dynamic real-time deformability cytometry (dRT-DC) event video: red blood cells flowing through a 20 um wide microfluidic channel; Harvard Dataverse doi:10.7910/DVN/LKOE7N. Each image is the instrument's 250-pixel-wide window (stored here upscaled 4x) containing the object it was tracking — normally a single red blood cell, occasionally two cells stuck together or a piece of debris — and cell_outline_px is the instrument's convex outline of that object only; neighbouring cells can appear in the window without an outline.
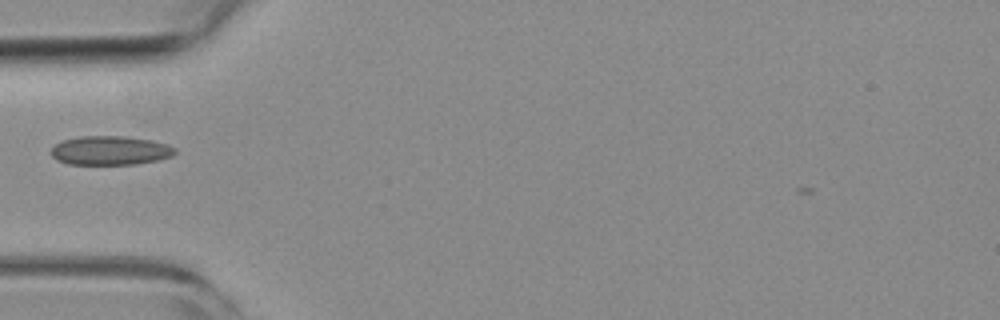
{"species": "common noctule bat (a hibernating species)", "species_latin": "Nyctalus noctula", "temperature_condition": "room temperature", "stored_images_in_passage": 38, "camera_frame_rate_fps": 3000, "um_per_image_px": 0.085, "animal": {"sex": "female", "body_mass_g": 19.3, "forearm_length_mm": 54.1}, "frame": {"image": 1, "passage_image": 2, "time_ms": 0.333, "image_size_px": [1000, 320], "cell_outline_px": [[176, 152], [172, 156], [156, 160], [136, 164], [68, 164], [56, 160], [52, 156], [52, 148], [60, 140], [80, 136], [124, 136], [152, 140], [168, 144], [176, 148]], "centroid_in_image_um": [9.37, 12.78], "position_along_channel_um": 75.6, "area_um2": 21.04}}
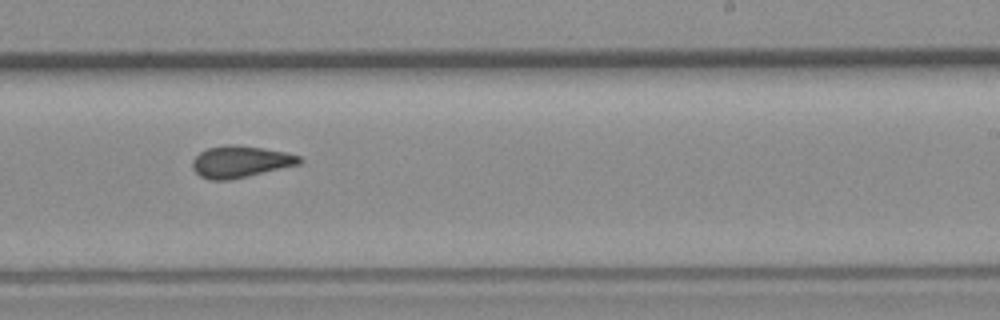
{"frame": {"image": 2, "passage_image": 17, "time_ms": 5.333, "image_size_px": [1000, 320], "cell_outline_px": [[304, 160], [300, 164], [248, 176], [228, 180], [208, 180], [200, 176], [192, 168], [192, 160], [200, 152], [208, 148], [224, 144], [236, 144], [284, 152], [300, 156]], "centroid_in_image_um": [20.41, 13.74], "position_along_channel_um": 268.6, "area_um2": 19.77}}
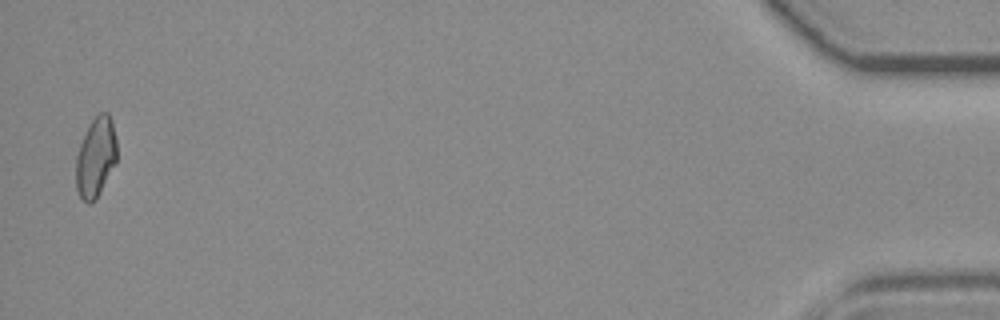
{"frame": {"image": 3, "passage_image": 37, "time_ms": 12.0, "image_size_px": [1000, 320], "cell_outline_px": [[116, 164], [96, 200], [88, 204], [80, 196], [76, 188], [76, 156], [80, 144], [92, 120], [100, 112], [108, 112], [112, 120], [116, 140]], "centroid_in_image_um": [8.15, 13.39], "position_along_channel_um": 427.1, "area_um2": 19.02}, "authors_computed_cell_mechanics": {"area_um2": 19.4786, "velocity_mm_per_s": 3.8464, "shape_relaxation_time_tau1_ms": null, "shape_relaxation_time_tau2_ms": 2.5089, "deformation_change_tau1": null, "deformation_change_tau2": 0.0755}}